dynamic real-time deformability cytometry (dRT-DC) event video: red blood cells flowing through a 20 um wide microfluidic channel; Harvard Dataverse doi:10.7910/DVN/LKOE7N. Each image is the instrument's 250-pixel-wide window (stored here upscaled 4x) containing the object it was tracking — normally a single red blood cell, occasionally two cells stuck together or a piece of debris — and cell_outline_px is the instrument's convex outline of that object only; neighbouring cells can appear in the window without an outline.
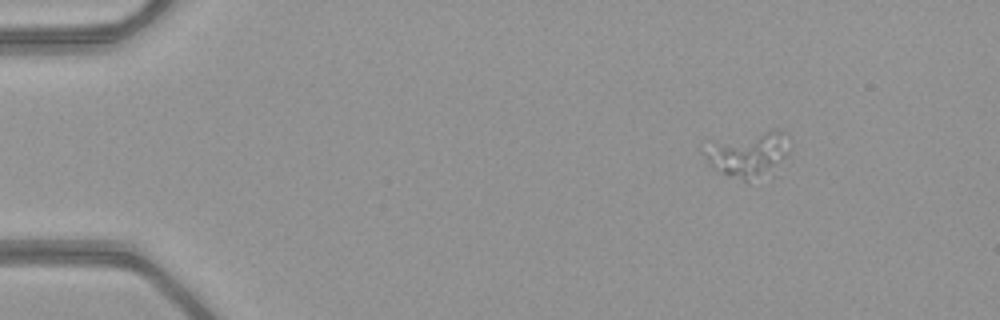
{"species": "common noctule bat (a hibernating species)", "species_latin": "Nyctalus noctula", "temperature_condition": "warm", "stored_images_in_passage": 46, "camera_frame_rate_fps": 3000, "um_per_image_px": 0.085, "animal": {"sex": "female", "body_mass_g": 21.9}, "frame": {"image": 1, "passage_image": 1, "time_ms": 0.0, "image_size_px": [1000, 320], "cell_outline_px": [[788, 152], [776, 176], [748, 184], [744, 184], [708, 164], [704, 152], [720, 144], [776, 128], [780, 128], [784, 132]], "centroid_in_image_um": [63.8, 13.29], "position_along_channel_um": 21.2, "area_um2": 22.08}}
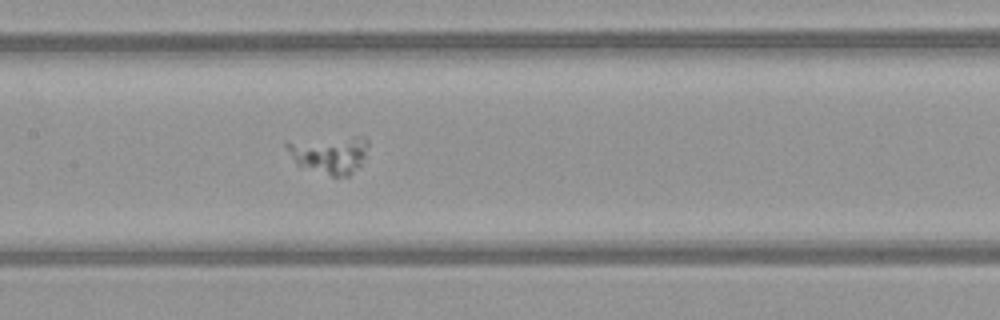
{"frame": {"image": 2, "passage_image": 20, "time_ms": 6.333, "image_size_px": [1000, 320], "cell_outline_px": [[368, 144], [364, 156], [360, 164], [348, 176], [332, 176], [300, 168], [296, 164], [284, 144], [352, 136], [368, 136]], "centroid_in_image_um": [28.04, 13.16], "position_along_channel_um": 179.4, "area_um2": 17.46}}
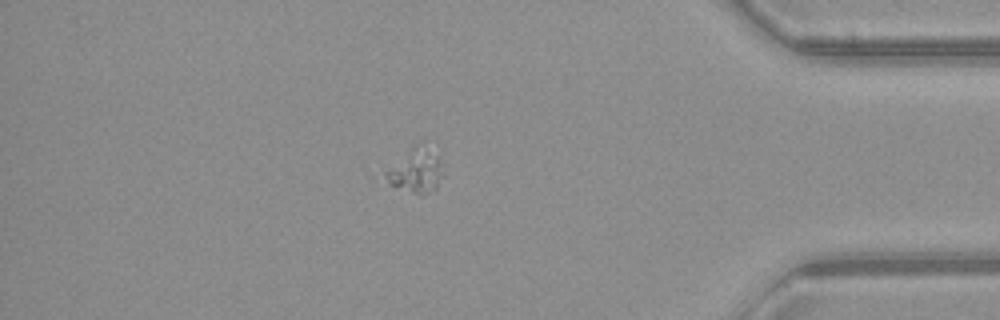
{"frame": {"image": 3, "passage_image": 39, "time_ms": 12.667, "image_size_px": [1000, 320], "cell_outline_px": [[444, 176], [436, 188], [424, 192], [412, 192], [388, 184], [384, 172], [440, 148], [444, 164]], "centroid_in_image_um": [35.57, 14.73], "position_along_channel_um": 399.6, "area_um2": 12.14}}